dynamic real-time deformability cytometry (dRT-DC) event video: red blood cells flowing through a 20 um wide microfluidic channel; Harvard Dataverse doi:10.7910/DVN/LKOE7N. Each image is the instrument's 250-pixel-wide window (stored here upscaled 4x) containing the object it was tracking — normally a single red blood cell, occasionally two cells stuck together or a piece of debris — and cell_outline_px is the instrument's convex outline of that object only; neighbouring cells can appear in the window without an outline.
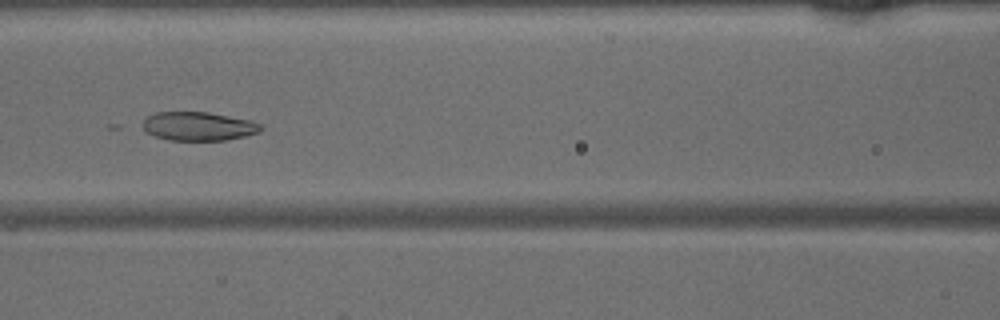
{"species": "common noctule bat (a hibernating species)", "species_latin": "Nyctalus noctula", "temperature_condition": "warm", "stored_images_in_passage": 50, "camera_frame_rate_fps": 3000, "um_per_image_px": 0.085, "animal": {"sex": "male", "body_mass_g": 15.6}, "frame": {"image": 1, "passage_image": 22, "time_ms": 7.0, "image_size_px": [1000, 320], "cell_outline_px": [[264, 128], [260, 132], [244, 136], [224, 140], [168, 140], [156, 136], [148, 132], [136, 124], [148, 116], [156, 112], [208, 112], [252, 120], [260, 124]], "centroid_in_image_um": [16.83, 10.72], "position_along_channel_um": 149.8, "area_um2": 20.0}}
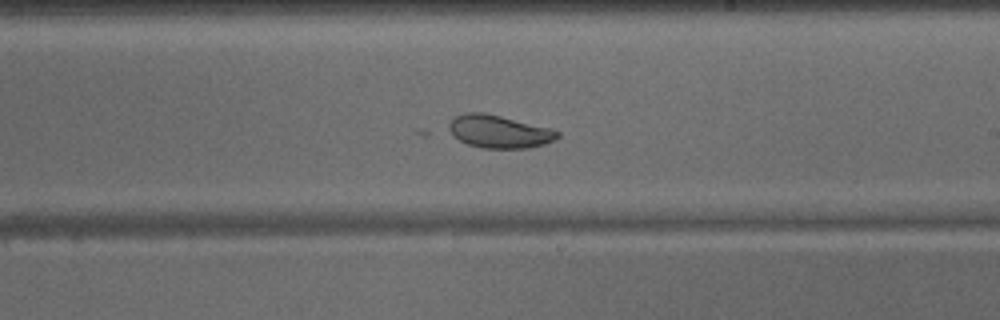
{"frame": {"image": 2, "passage_image": 29, "time_ms": 9.333, "image_size_px": [1000, 320], "cell_outline_px": [[560, 136], [556, 140], [544, 144], [528, 148], [484, 148], [468, 144], [460, 140], [448, 128], [448, 124], [456, 116], [468, 112], [484, 112], [552, 128], [560, 132]], "centroid_in_image_um": [42.48, 11.18], "position_along_channel_um": 246.5, "area_um2": 20.69}}
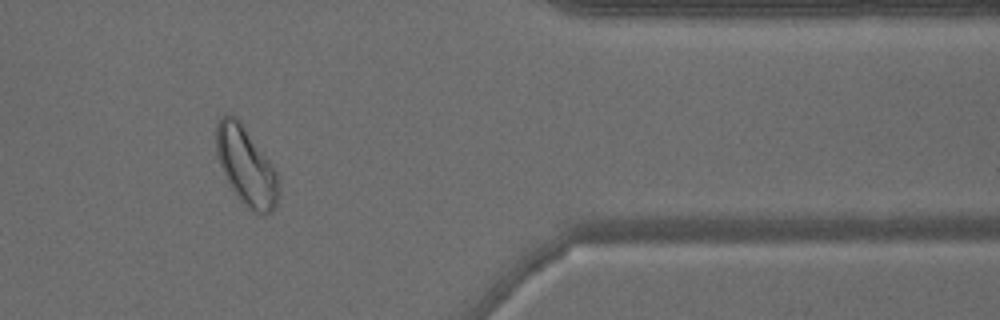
{"frame": {"image": 3, "passage_image": 41, "time_ms": 13.333, "image_size_px": [1000, 320], "cell_outline_px": [[280, 192], [276, 204], [272, 212], [264, 216], [248, 208], [240, 200], [232, 188], [216, 156], [216, 124], [220, 116], [236, 116], [240, 120], [268, 160], [276, 172], [280, 188]], "centroid_in_image_um": [20.93, 14.13], "position_along_channel_um": 390.5, "area_um2": 28.09}}